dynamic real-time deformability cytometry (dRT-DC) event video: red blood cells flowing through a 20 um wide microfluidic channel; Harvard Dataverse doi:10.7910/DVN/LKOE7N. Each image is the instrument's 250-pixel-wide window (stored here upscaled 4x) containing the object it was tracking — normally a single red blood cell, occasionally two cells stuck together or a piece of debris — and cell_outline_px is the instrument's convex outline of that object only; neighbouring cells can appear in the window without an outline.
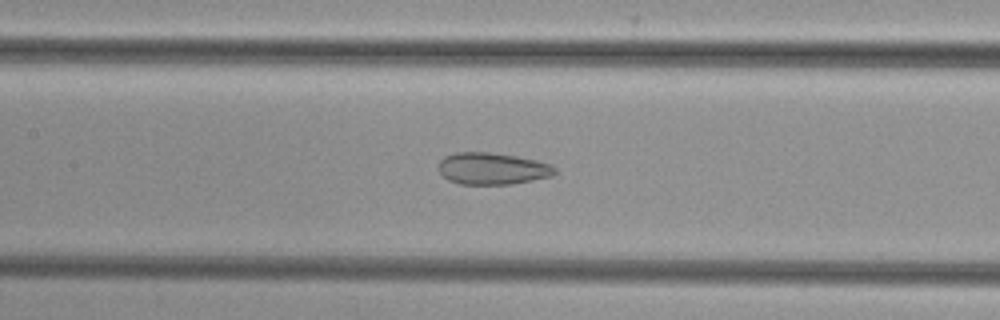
{"species": "common noctule bat (a hibernating species)", "species_latin": "Nyctalus noctula", "temperature_condition": "cold", "stored_images_in_passage": 40, "camera_frame_rate_fps": 3000, "um_per_image_px": 0.085, "animal": {"sex": "female", "body_mass_g": 29.2, "forearm_length_mm": 56.3}, "frame": {"image": 1, "passage_image": 13, "time_ms": 4.0, "image_size_px": [1000, 320], "cell_outline_px": [[556, 172], [552, 176], [512, 184], [460, 184], [448, 180], [436, 168], [440, 160], [444, 156], [456, 152], [488, 152], [516, 156], [536, 160], [552, 164], [556, 168]], "centroid_in_image_um": [41.83, 14.32], "position_along_channel_um": 165.6, "area_um2": 21.73}}
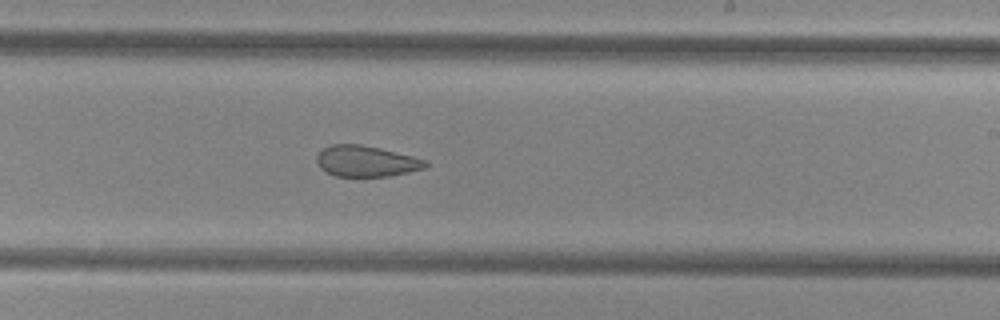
{"frame": {"image": 2, "passage_image": 20, "time_ms": 6.333, "image_size_px": [1000, 320], "cell_outline_px": [[428, 168], [388, 176], [336, 176], [320, 168], [316, 160], [316, 156], [324, 148], [332, 144], [360, 144], [380, 148], [428, 160]], "centroid_in_image_um": [31.15, 13.7], "position_along_channel_um": 257.8, "area_um2": 19.59}}
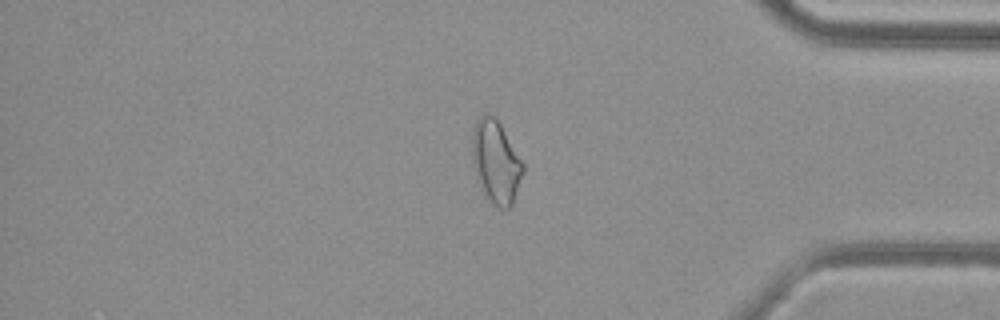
{"frame": {"image": 3, "passage_image": 32, "time_ms": 10.333, "image_size_px": [1000, 320], "cell_outline_px": [[524, 172], [512, 204], [508, 208], [500, 208], [492, 204], [484, 196], [476, 180], [472, 160], [472, 128], [476, 120], [484, 112], [488, 112], [500, 124], [524, 164]], "centroid_in_image_um": [42.12, 13.77], "position_along_channel_um": 393.1, "area_um2": 24.8}}